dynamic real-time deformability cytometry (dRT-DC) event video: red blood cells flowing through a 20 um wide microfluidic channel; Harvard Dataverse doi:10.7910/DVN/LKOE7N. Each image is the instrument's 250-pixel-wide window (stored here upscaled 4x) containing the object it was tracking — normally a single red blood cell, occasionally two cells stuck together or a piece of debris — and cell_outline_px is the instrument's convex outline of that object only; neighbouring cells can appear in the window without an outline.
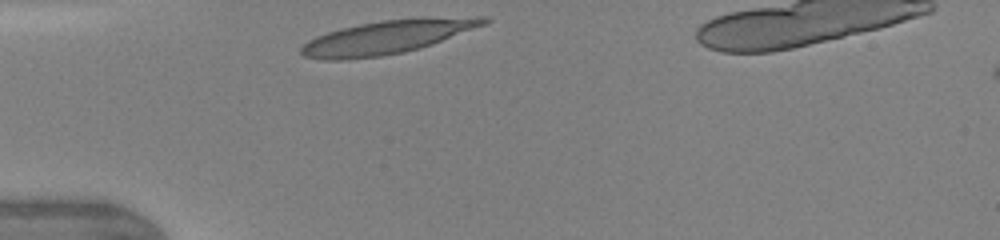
{"species": "human", "species_latin": "Homo sapiens", "temperature_condition": "warm", "stored_images_in_passage": 55, "camera_frame_rate_fps": 3000, "um_per_image_px": 0.085, "donor": {"sex": "female"}, "frame": {"image": 1, "passage_image": 1, "time_ms": 0.0, "image_size_px": [1000, 240], "cell_outline_px": [[492, 20], [488, 24], [432, 44], [420, 48], [404, 52], [380, 56], [344, 60], [324, 60], [304, 56], [300, 52], [300, 48], [308, 40], [316, 36], [340, 28], [380, 20], [424, 16], [488, 16]], "centroid_in_image_um": [33.01, 3.12], "position_along_channel_um": 52.0, "area_um2": 36.36}, "authors_computed_cell_mechanics": {"area_um2": 32.5992, "velocity_mm_per_s": 4.2694, "shape_relaxation_time_tau1_ms": 3.9502, "shape_relaxation_time_tau2_ms": 1.0469, "deformation_change_tau1": 0.211, "deformation_change_tau2": 0.0822}}